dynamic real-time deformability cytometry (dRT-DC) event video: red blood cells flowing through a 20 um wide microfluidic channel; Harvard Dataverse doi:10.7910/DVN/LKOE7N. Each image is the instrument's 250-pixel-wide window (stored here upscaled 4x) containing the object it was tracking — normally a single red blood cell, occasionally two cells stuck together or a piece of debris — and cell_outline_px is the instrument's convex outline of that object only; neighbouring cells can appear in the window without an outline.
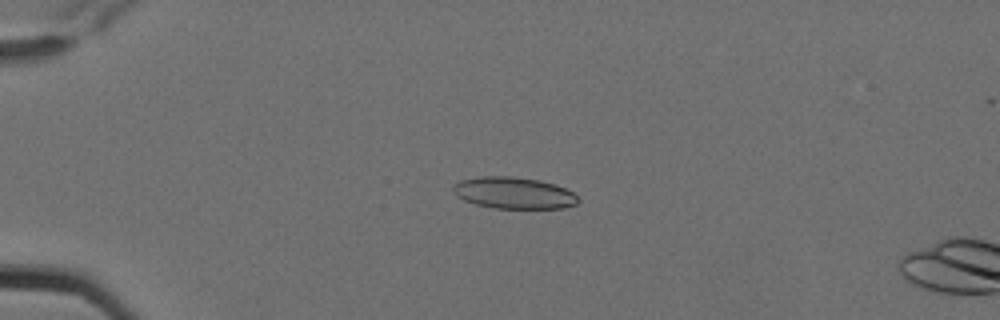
{"species": "Egyptian fruit bat (a non-hibernating species)", "species_latin": "Rousettus aegyptiacus", "temperature_condition": "cold", "stored_images_in_passage": 5, "camera_frame_rate_fps": 3000, "um_per_image_px": 0.085, "animal": {"sex": "female"}, "frame": {"image": 1, "passage_image": 4, "time_ms": 1.0, "image_size_px": [1000, 320], "cell_outline_px": [[580, 200], [576, 204], [564, 208], [496, 208], [476, 204], [464, 200], [456, 196], [452, 188], [460, 180], [480, 176], [512, 176], [540, 180], [556, 184], [572, 192]], "centroid_in_image_um": [43.68, 16.39], "position_along_channel_um": 41.3, "area_um2": 23.0}}